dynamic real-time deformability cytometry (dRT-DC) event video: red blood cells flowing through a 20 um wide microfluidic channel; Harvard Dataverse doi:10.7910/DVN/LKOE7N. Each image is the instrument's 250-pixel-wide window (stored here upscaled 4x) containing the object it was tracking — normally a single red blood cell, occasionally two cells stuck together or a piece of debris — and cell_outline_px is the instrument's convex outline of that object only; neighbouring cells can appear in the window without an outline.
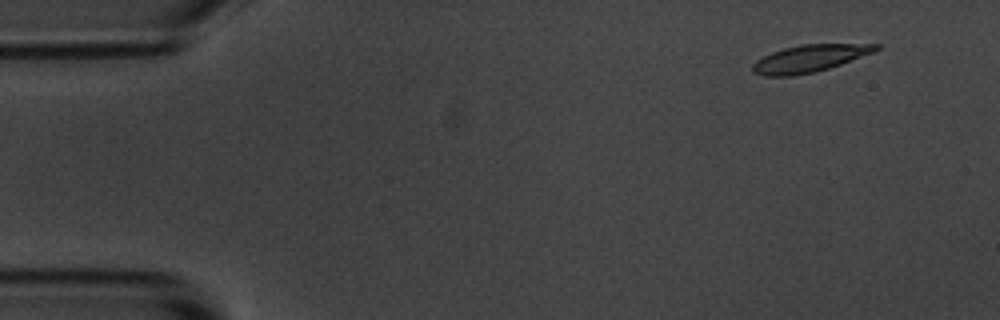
{"species": "common noctule bat (a hibernating species)", "species_latin": "Nyctalus noctula", "temperature_condition": "room temperature", "stored_images_in_passage": 10, "camera_frame_rate_fps": 3000, "um_per_image_px": 0.085, "animal": {"sex": "male", "body_mass_g": 20.1, "forearm_length_mm": 53.5}, "frame": {"image": 1, "passage_image": 2, "time_ms": 1.333, "image_size_px": [1000, 320], "cell_outline_px": [[880, 48], [872, 52], [840, 64], [816, 72], [792, 76], [764, 76], [752, 72], [752, 64], [756, 60], [772, 52], [784, 48], [800, 44], [880, 44]], "centroid_in_image_um": [68.75, 4.97], "position_along_channel_um": 16.2, "area_um2": 19.36}}